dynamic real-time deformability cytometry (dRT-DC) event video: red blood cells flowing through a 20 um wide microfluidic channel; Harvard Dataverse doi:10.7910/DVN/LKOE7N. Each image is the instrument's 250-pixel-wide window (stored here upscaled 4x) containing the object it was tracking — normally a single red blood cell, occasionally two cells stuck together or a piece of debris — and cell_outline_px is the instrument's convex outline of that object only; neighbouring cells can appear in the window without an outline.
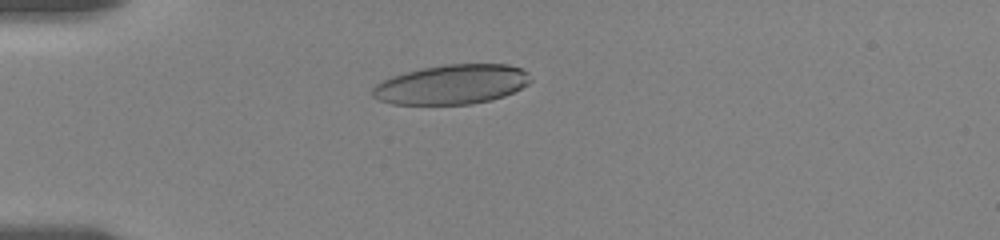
{"species": "human", "species_latin": "Homo sapiens", "temperature_condition": "room temperature", "stored_images_in_passage": 12, "camera_frame_rate_fps": 3000, "um_per_image_px": 0.085, "donor": {"sex": "female"}, "frame": {"image": 1, "passage_image": 9, "time_ms": 5.0, "image_size_px": [1000, 240], "cell_outline_px": [[532, 80], [528, 84], [504, 96], [492, 100], [472, 104], [392, 104], [380, 100], [372, 96], [372, 88], [376, 84], [392, 76], [420, 68], [444, 64], [508, 64], [520, 68], [528, 72]], "centroid_in_image_um": [38.41, 7.17], "position_along_channel_um": 46.6, "area_um2": 36.53}}
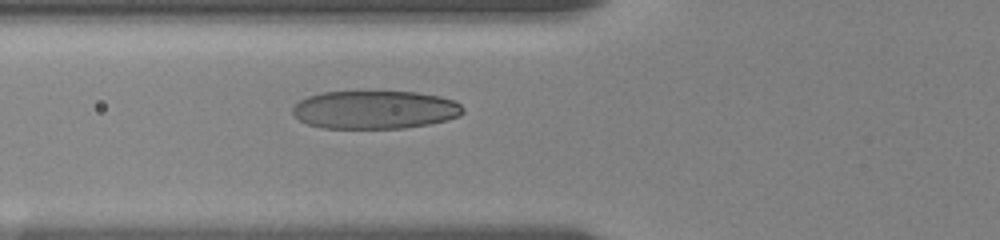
{"frame": {"image": 2, "passage_image": 12, "time_ms": 7.0, "image_size_px": [1000, 240], "cell_outline_px": [[464, 112], [460, 116], [448, 120], [428, 124], [404, 128], [324, 128], [308, 124], [300, 120], [292, 112], [292, 108], [300, 100], [308, 96], [324, 92], [416, 92], [440, 96], [452, 100], [460, 104], [464, 108]], "centroid_in_image_um": [31.89, 9.33], "position_along_channel_um": 93.9, "area_um2": 37.86}}